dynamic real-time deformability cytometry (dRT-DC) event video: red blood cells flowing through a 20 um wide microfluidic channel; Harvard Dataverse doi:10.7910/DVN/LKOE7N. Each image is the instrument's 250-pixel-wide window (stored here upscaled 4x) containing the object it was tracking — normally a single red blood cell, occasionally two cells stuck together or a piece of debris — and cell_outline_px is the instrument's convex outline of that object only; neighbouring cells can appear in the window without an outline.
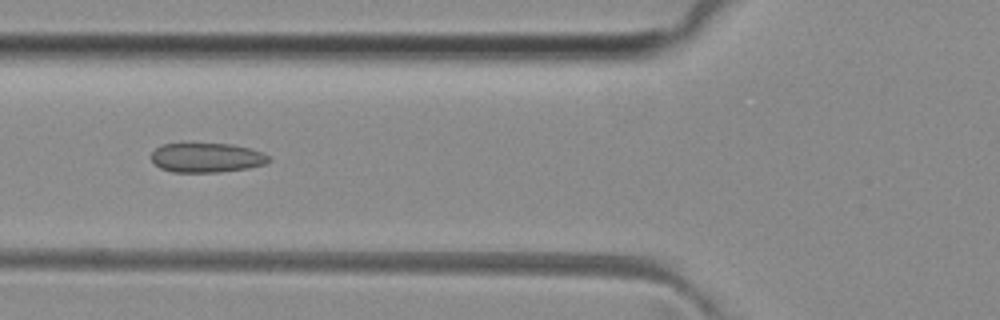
{"species": "common noctule bat (a hibernating species)", "species_latin": "Nyctalus noctula", "temperature_condition": "room temperature", "stored_images_in_passage": 6, "camera_frame_rate_fps": 3000, "um_per_image_px": 0.085, "animal": {"sex": "female", "body_mass_g": 29.2, "forearm_length_mm": 56.3}, "frame": {"image": 1, "passage_image": 6, "time_ms": 5.333, "image_size_px": [1000, 320], "cell_outline_px": [[272, 160], [264, 164], [248, 168], [220, 172], [172, 172], [160, 168], [152, 160], [152, 152], [156, 148], [164, 144], [232, 144], [264, 152]], "centroid_in_image_um": [17.59, 13.41], "position_along_channel_um": 108.2, "area_um2": 20.06}}